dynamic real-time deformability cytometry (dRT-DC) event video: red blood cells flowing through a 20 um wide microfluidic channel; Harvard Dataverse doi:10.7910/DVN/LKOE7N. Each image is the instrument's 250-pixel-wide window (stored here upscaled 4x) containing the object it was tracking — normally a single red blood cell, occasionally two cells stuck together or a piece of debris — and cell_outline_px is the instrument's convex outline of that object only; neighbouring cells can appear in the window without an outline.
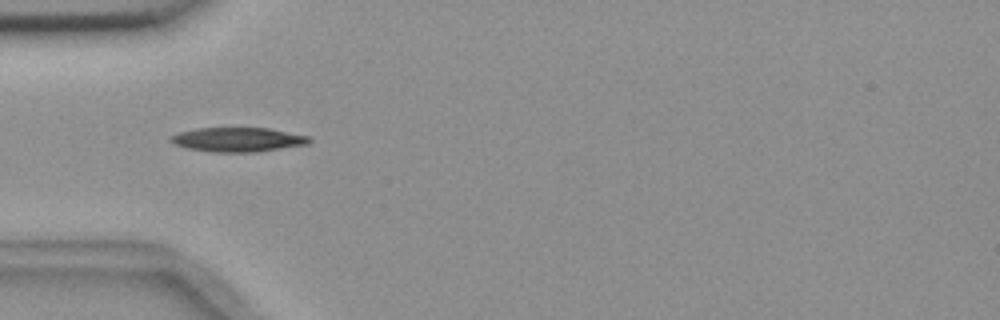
{"species": "common noctule bat (a hibernating species)", "species_latin": "Nyctalus noctula", "temperature_condition": "room temperature", "stored_images_in_passage": 5, "camera_frame_rate_fps": 3000, "um_per_image_px": 0.085, "animal": {"sex": "female", "body_mass_g": 18.4}, "frame": {"image": 1, "passage_image": 1, "time_ms": 0.0, "image_size_px": [1000, 320], "cell_outline_px": [[312, 140], [308, 144], [252, 152], [216, 152], [188, 148], [176, 144], [168, 140], [172, 136], [180, 132], [196, 128], [268, 128], [312, 136]], "centroid_in_image_um": [20.27, 11.85], "position_along_channel_um": 64.7, "area_um2": 19.42}}
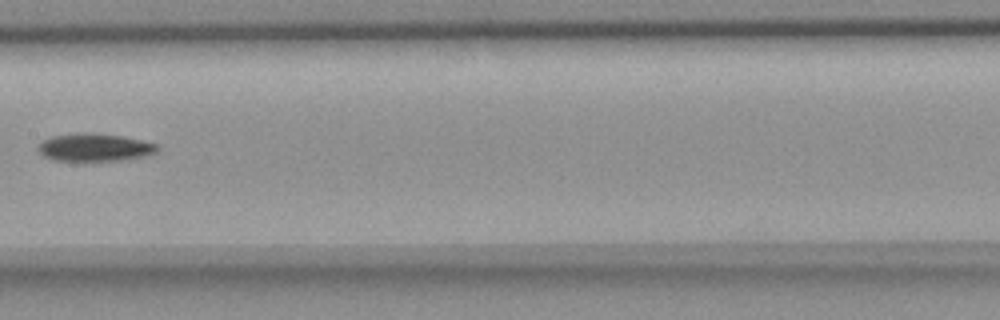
{"frame": {"image": 2, "passage_image": 4, "time_ms": 3.667, "image_size_px": [1000, 320], "cell_outline_px": [[160, 148], [156, 152], [148, 156], [120, 160], [52, 160], [44, 156], [36, 148], [44, 140], [52, 136], [80, 132], [84, 132], [124, 136], [156, 144]], "centroid_in_image_um": [8.06, 12.52], "position_along_channel_um": 199.3, "area_um2": 19.19}}
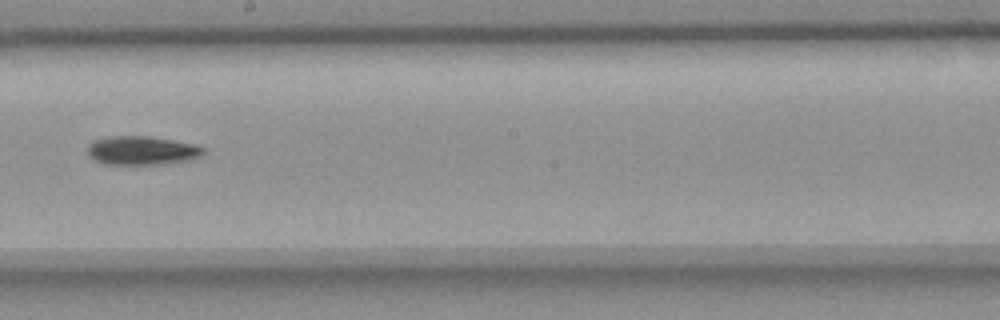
{"frame": {"image": 3, "passage_image": 5, "time_ms": 4.667, "image_size_px": [1000, 320], "cell_outline_px": [[204, 152], [200, 156], [188, 160], [160, 164], [104, 164], [88, 156], [88, 144], [92, 140], [108, 136], [148, 136], [196, 144], [204, 148]], "centroid_in_image_um": [12.03, 12.78], "position_along_channel_um": 236.2, "area_um2": 19.42}}